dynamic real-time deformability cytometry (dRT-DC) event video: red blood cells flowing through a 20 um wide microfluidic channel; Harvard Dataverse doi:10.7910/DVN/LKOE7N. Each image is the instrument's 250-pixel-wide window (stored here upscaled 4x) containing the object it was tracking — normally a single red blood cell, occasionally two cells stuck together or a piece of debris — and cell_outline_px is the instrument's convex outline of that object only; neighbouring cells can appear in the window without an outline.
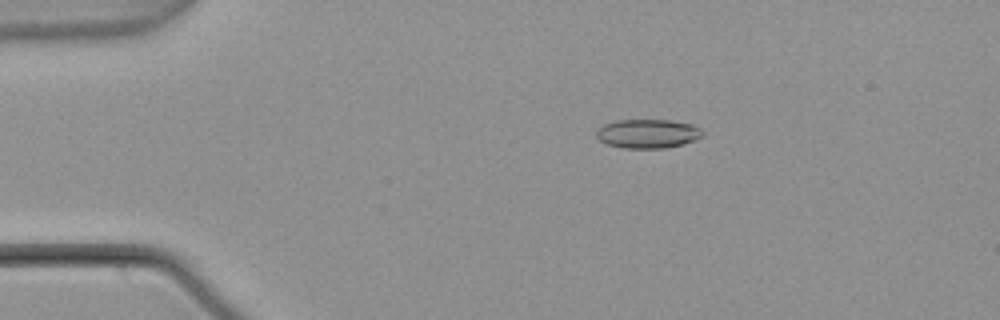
{"species": "common noctule bat (a hibernating species)", "species_latin": "Nyctalus noctula", "temperature_condition": "warm", "stored_images_in_passage": 55, "camera_frame_rate_fps": 3000, "um_per_image_px": 0.085, "animal": {"sex": "male", "body_mass_g": 21.5, "forearm_length_mm": 52.0}, "frame": {"image": 1, "passage_image": 11, "time_ms": 3.333, "image_size_px": [1000, 320], "cell_outline_px": [[704, 136], [684, 144], [664, 148], [624, 148], [608, 144], [600, 140], [596, 136], [596, 128], [604, 124], [616, 120], [668, 120], [692, 124], [700, 128], [704, 132]], "centroid_in_image_um": [55.07, 11.36], "position_along_channel_um": 29.9, "area_um2": 18.03}}
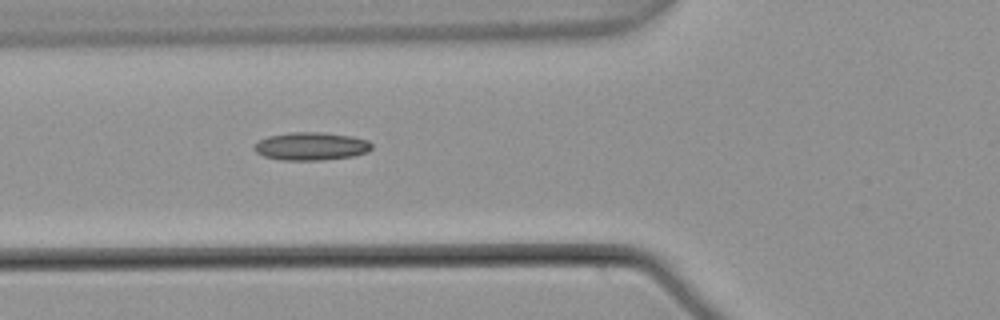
{"frame": {"image": 2, "passage_image": 21, "time_ms": 6.667, "image_size_px": [1000, 320], "cell_outline_px": [[372, 148], [368, 152], [352, 156], [320, 160], [284, 160], [264, 156], [256, 152], [252, 148], [260, 140], [268, 136], [288, 132], [324, 132], [352, 136], [368, 140], [372, 144]], "centroid_in_image_um": [26.46, 12.42], "position_along_channel_um": 99.3, "area_um2": 19.19}}
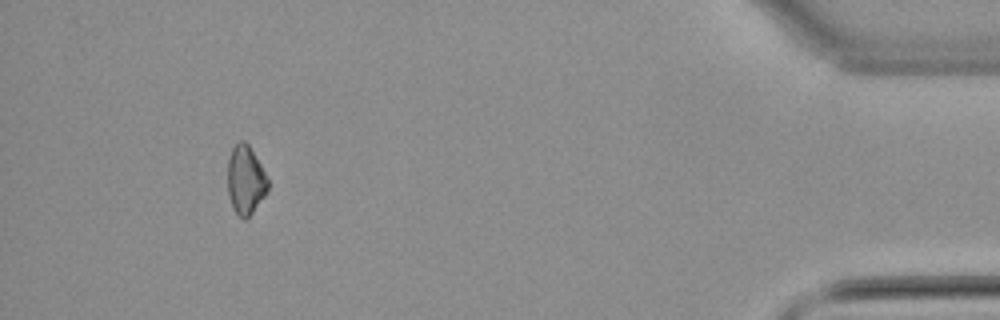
{"frame": {"image": 3, "passage_image": 51, "time_ms": 16.667, "image_size_px": [1000, 320], "cell_outline_px": [[268, 192], [252, 212], [244, 220], [232, 208], [228, 192], [228, 160], [232, 148], [240, 140], [244, 140], [248, 144], [260, 164], [268, 180]], "centroid_in_image_um": [20.87, 15.3], "position_along_channel_um": 414.3, "area_um2": 15.95}}